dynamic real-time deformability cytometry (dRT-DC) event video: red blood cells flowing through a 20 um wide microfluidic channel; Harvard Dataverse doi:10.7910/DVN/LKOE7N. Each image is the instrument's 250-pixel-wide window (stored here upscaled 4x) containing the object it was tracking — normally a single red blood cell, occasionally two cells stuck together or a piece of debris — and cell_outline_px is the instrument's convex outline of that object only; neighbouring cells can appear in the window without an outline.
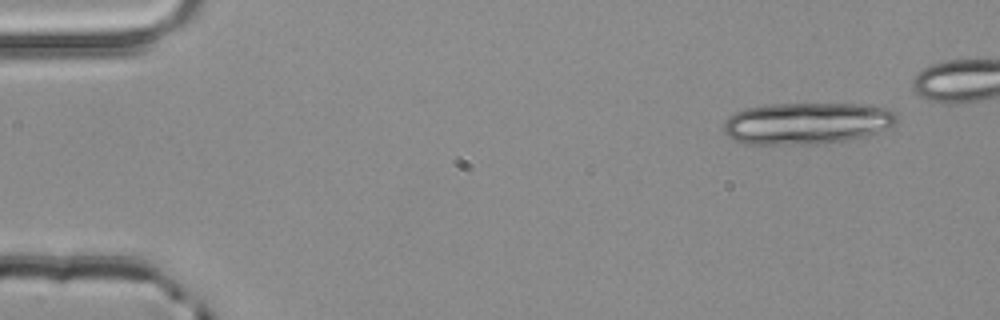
{"species": "common noctule bat (a hibernating species)", "species_latin": "Nyctalus noctula", "temperature_condition": "room temperature", "stored_images_in_passage": 4, "camera_frame_rate_fps": 3000, "um_per_image_px": 0.085, "animal": {"sex": "male", "body_mass_g": 20.4}, "frame": {"image": 1, "passage_image": 1, "time_ms": 0.0, "image_size_px": [1000, 320], "cell_outline_px": [[900, 120], [896, 124], [888, 128], [864, 136], [848, 140], [816, 144], [744, 144], [728, 136], [724, 132], [724, 124], [728, 116], [744, 108], [768, 104], [872, 104], [888, 108]], "centroid_in_image_um": [68.59, 10.47], "position_along_channel_um": 16.4, "area_um2": 42.37}}